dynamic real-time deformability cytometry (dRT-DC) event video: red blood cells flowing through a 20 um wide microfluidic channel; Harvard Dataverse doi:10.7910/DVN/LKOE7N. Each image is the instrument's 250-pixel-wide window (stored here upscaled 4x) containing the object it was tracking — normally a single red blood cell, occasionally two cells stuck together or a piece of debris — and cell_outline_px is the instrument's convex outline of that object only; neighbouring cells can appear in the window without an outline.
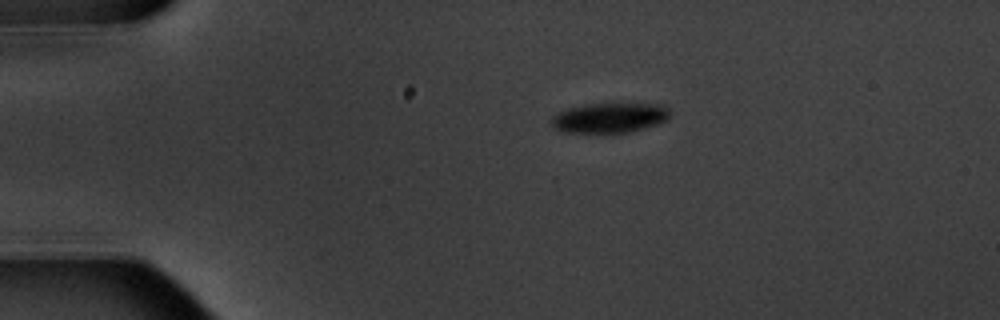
{"species": "common noctule bat (a hibernating species)", "species_latin": "Nyctalus noctula", "temperature_condition": "warm", "stored_images_in_passage": 3, "camera_frame_rate_fps": 3000, "um_per_image_px": 0.085, "animal": {"sex": "male", "body_mass_g": 20.1, "forearm_length_mm": 53.5}, "frame": {"image": 1, "passage_image": 1, "time_ms": 0.0, "image_size_px": [1000, 320], "cell_outline_px": [[668, 120], [644, 128], [628, 132], [564, 132], [556, 128], [552, 124], [552, 116], [568, 108], [588, 104], [656, 104], [668, 108]], "centroid_in_image_um": [51.81, 10.01], "position_along_channel_um": 33.2, "area_um2": 20.17}}
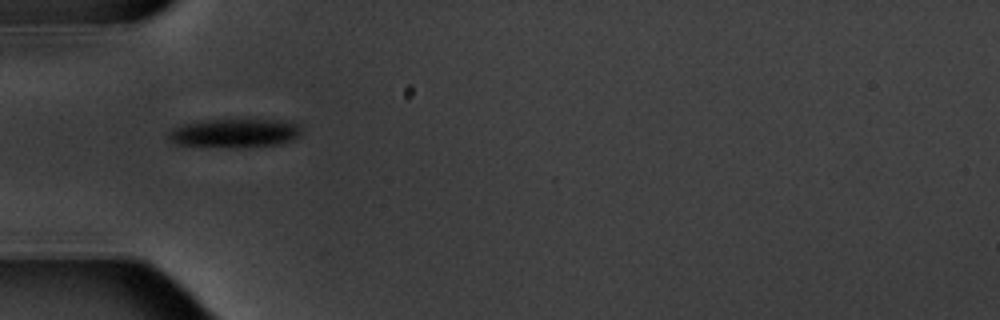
{"frame": {"image": 2, "passage_image": 3, "time_ms": 2.333, "image_size_px": [1000, 320], "cell_outline_px": [[300, 136], [292, 140], [280, 144], [248, 148], [220, 148], [176, 144], [168, 136], [168, 132], [184, 124], [208, 120], [288, 120], [300, 124]], "centroid_in_image_um": [20.02, 11.34], "position_along_channel_um": 65.0, "area_um2": 22.6}}